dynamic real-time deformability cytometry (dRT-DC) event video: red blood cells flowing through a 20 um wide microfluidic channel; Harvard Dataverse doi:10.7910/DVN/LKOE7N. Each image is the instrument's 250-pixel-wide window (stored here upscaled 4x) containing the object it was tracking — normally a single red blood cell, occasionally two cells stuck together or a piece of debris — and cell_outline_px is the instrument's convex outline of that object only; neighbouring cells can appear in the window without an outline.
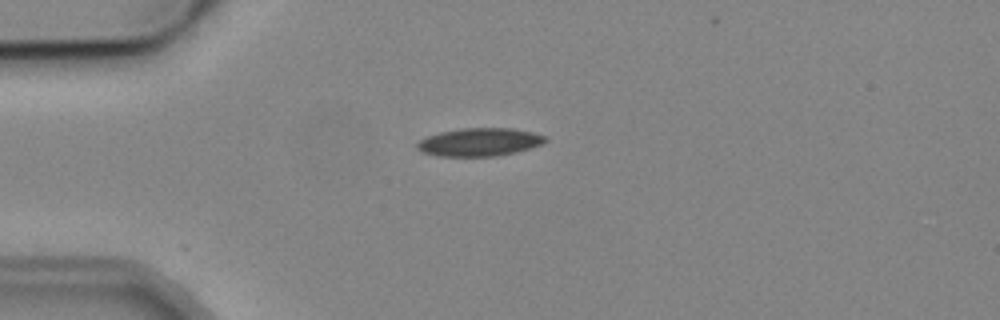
{"species": "common noctule bat (a hibernating species)", "species_latin": "Nyctalus noctula", "temperature_condition": "cold", "stored_images_in_passage": 9, "camera_frame_rate_fps": 3000, "um_per_image_px": 0.085, "animal": {"sex": "male", "body_mass_g": 19.2, "forearm_length_mm": 51.8}, "frame": {"image": 1, "passage_image": 4, "time_ms": 3.667, "image_size_px": [1000, 320], "cell_outline_px": [[548, 140], [540, 144], [516, 152], [496, 156], [440, 156], [420, 152], [416, 148], [416, 144], [420, 140], [428, 136], [440, 132], [460, 128], [508, 128], [528, 132], [544, 136]], "centroid_in_image_um": [40.68, 12.08], "position_along_channel_um": 44.3, "area_um2": 20.69}}
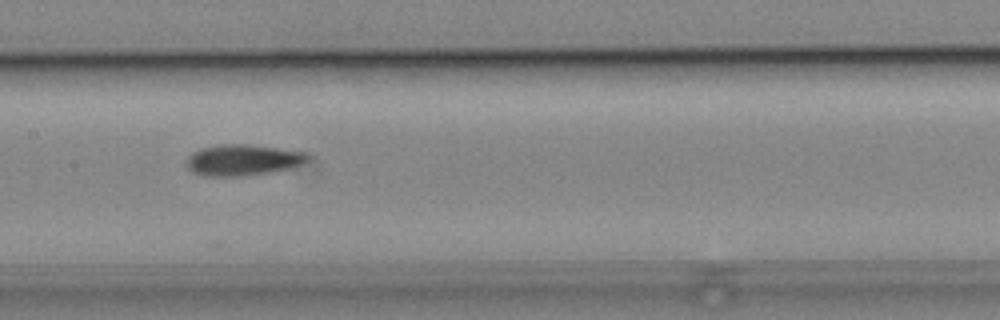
{"frame": {"image": 2, "passage_image": 8, "time_ms": 8.0, "image_size_px": [1000, 320], "cell_outline_px": [[308, 156], [300, 164], [288, 168], [268, 172], [240, 176], [204, 176], [192, 172], [188, 168], [188, 156], [192, 152], [200, 148], [220, 144], [244, 144], [276, 148], [304, 152]], "centroid_in_image_um": [20.54, 13.6], "position_along_channel_um": 186.9, "area_um2": 21.44}}
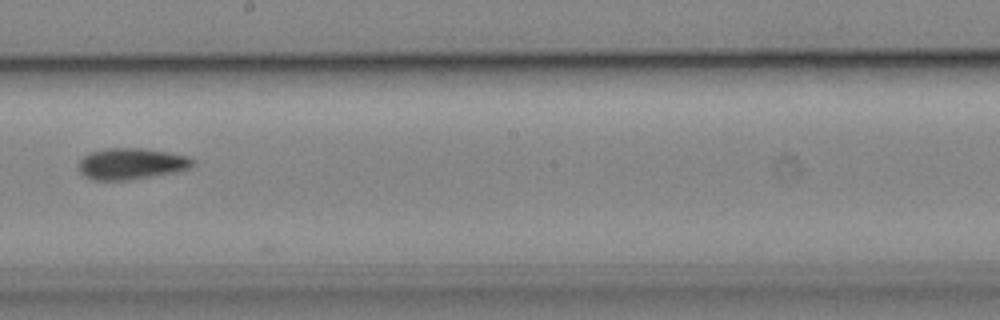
{"frame": {"image": 3, "passage_image": 9, "time_ms": 9.333, "image_size_px": [1000, 320], "cell_outline_px": [[196, 164], [188, 168], [176, 172], [128, 180], [92, 180], [84, 176], [76, 168], [80, 160], [88, 152], [104, 148], [140, 148], [168, 152], [188, 156], [196, 160]], "centroid_in_image_um": [11.14, 13.91], "position_along_channel_um": 237.1, "area_um2": 21.1}}